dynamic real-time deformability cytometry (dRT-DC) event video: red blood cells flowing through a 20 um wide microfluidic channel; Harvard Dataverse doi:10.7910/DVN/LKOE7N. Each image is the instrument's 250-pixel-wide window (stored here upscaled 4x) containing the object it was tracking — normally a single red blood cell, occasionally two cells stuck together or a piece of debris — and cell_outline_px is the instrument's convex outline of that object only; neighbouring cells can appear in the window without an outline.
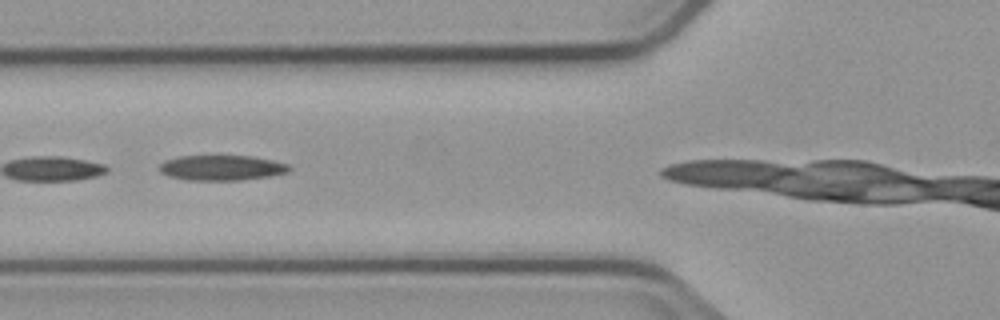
{"species": "common noctule bat (a hibernating species)", "species_latin": "Nyctalus noctula", "temperature_condition": "cold", "stored_images_in_passage": 7, "camera_frame_rate_fps": 3000, "um_per_image_px": 0.085, "animal": {"sex": "male", "body_mass_g": 23.1, "forearm_length_mm": 52.7}, "frame": {"image": 1, "passage_image": 6, "time_ms": 10.0, "image_size_px": [1000, 320], "cell_outline_px": [[292, 168], [288, 172], [272, 176], [240, 180], [188, 180], [168, 176], [160, 172], [160, 164], [164, 160], [180, 156], [252, 156], [272, 160], [288, 164]], "centroid_in_image_um": [18.85, 14.26], "position_along_channel_um": 106.9, "area_um2": 19.13}}